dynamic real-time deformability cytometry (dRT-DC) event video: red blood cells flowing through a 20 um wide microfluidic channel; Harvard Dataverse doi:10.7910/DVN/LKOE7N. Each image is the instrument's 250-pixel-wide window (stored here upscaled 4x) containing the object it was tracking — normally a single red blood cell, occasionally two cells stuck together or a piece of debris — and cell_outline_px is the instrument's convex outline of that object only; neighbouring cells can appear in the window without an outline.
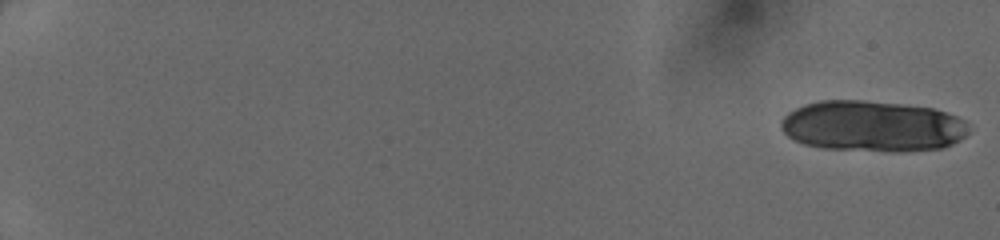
{"species": "human", "species_latin": "Homo sapiens", "temperature_condition": "cold", "stored_images_in_passage": 19, "camera_frame_rate_fps": 3000, "um_per_image_px": 0.085, "donor": {"sex": "female"}, "frame": {"image": 1, "passage_image": 1, "time_ms": 0.0, "image_size_px": [1000, 240], "cell_outline_px": [[968, 132], [960, 140], [944, 148], [900, 152], [892, 152], [824, 148], [804, 144], [788, 136], [780, 128], [780, 120], [788, 112], [804, 104], [820, 100], [864, 100], [900, 104], [932, 108], [956, 116], [964, 120]], "centroid_in_image_um": [74.14, 10.73], "position_along_channel_um": 10.9, "area_um2": 55.89}}